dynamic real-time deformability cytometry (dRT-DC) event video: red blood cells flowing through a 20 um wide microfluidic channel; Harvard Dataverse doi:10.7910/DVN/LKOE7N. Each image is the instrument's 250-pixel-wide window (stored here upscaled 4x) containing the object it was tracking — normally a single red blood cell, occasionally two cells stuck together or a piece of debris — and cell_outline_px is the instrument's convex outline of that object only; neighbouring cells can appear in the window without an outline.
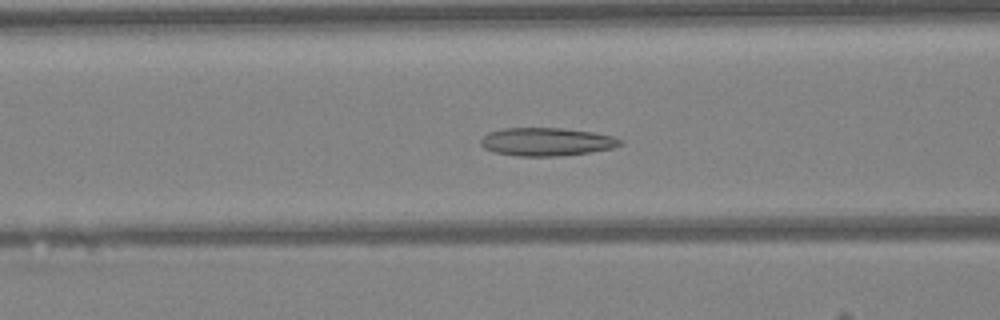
{"species": "Egyptian fruit bat (a non-hibernating species)", "species_latin": "Rousettus aegyptiacus", "temperature_condition": "warm", "stored_images_in_passage": 48, "camera_frame_rate_fps": 3000, "um_per_image_px": 0.085, "animal": {"sex": "female"}, "frame": {"image": 1, "passage_image": 19, "time_ms": 6.0, "image_size_px": [1000, 320], "cell_outline_px": [[624, 144], [612, 148], [588, 152], [556, 156], [520, 156], [496, 152], [484, 148], [480, 144], [480, 140], [488, 132], [504, 128], [560, 128], [592, 132], [612, 136], [624, 140]], "centroid_in_image_um": [46.47, 12.04], "position_along_channel_um": 120.1, "area_um2": 22.72}}
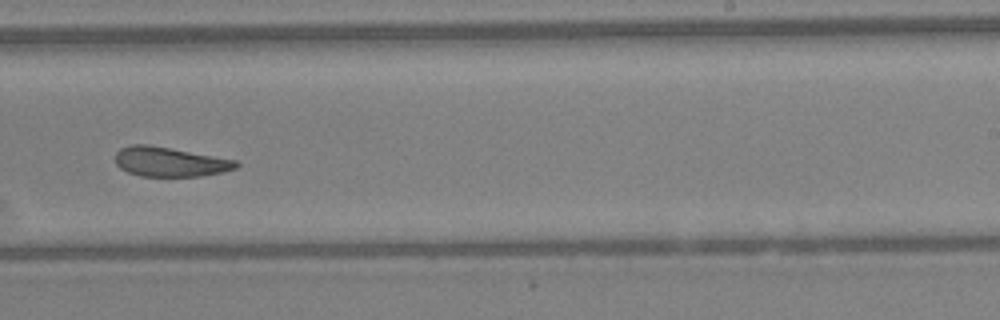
{"frame": {"image": 2, "passage_image": 30, "time_ms": 9.667, "image_size_px": [1000, 320], "cell_outline_px": [[240, 164], [236, 168], [224, 172], [200, 176], [140, 176], [128, 172], [120, 168], [116, 164], [116, 152], [120, 148], [132, 144], [148, 144], [236, 160]], "centroid_in_image_um": [14.43, 13.75], "position_along_channel_um": 274.6, "area_um2": 20.75}}
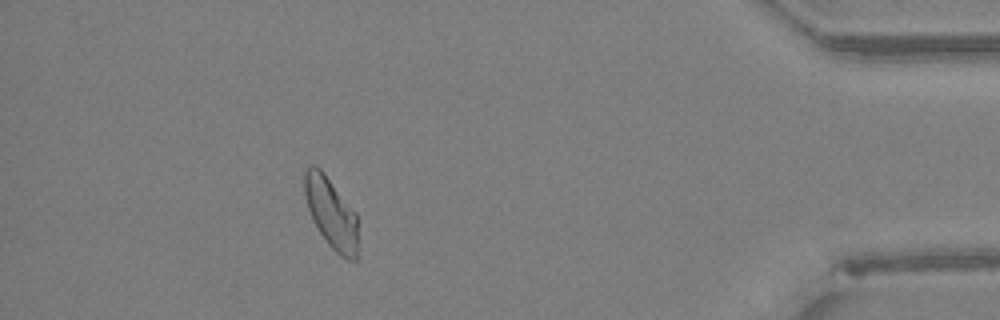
{"frame": {"image": 3, "passage_image": 43, "time_ms": 14.0, "image_size_px": [1000, 320], "cell_outline_px": [[356, 260], [348, 260], [340, 256], [328, 244], [320, 232], [308, 208], [304, 192], [304, 172], [312, 164], [316, 164], [324, 172], [356, 212]], "centroid_in_image_um": [28.13, 18.06], "position_along_channel_um": 407.1, "area_um2": 21.68}, "authors_computed_cell_mechanics": {"area_um2": 22.8599, "velocity_mm_per_s": 4.2315, "shape_relaxation_time_tau1_ms": null, "shape_relaxation_time_tau2_ms": 3.8828, "deformation_change_tau1": null, "deformation_change_tau2": 0.1106}}